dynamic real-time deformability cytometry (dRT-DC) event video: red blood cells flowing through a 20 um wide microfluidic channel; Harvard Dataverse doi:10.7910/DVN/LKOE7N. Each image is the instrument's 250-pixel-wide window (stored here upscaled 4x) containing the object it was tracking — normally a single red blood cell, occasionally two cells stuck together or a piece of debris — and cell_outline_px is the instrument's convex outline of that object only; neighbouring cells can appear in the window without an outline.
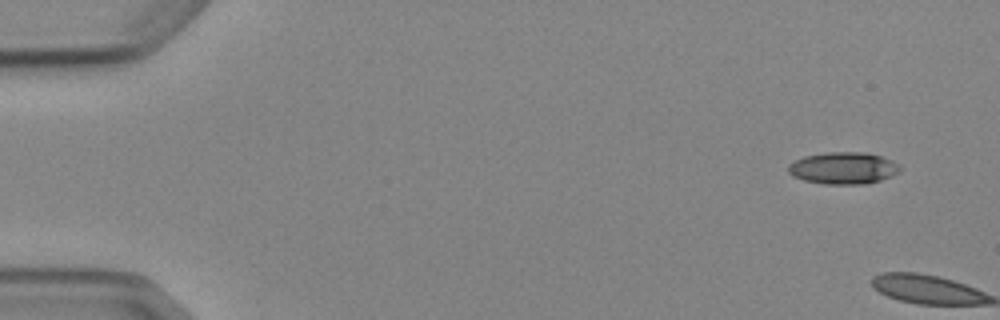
{"species": "Egyptian fruit bat (a non-hibernating species)", "species_latin": "Rousettus aegyptiacus", "temperature_condition": "cold", "stored_images_in_passage": 2, "camera_frame_rate_fps": 3000, "um_per_image_px": 0.085, "animal": {"sex": "female"}, "frame": {"image": 1, "passage_image": 1, "time_ms": 0.0, "image_size_px": [1000, 320], "cell_outline_px": [[900, 172], [880, 180], [864, 184], [824, 184], [804, 180], [792, 176], [788, 172], [788, 164], [804, 156], [828, 152], [864, 152], [880, 156], [892, 160], [900, 164]], "centroid_in_image_um": [71.68, 14.29], "position_along_channel_um": 13.3, "area_um2": 20.81}}